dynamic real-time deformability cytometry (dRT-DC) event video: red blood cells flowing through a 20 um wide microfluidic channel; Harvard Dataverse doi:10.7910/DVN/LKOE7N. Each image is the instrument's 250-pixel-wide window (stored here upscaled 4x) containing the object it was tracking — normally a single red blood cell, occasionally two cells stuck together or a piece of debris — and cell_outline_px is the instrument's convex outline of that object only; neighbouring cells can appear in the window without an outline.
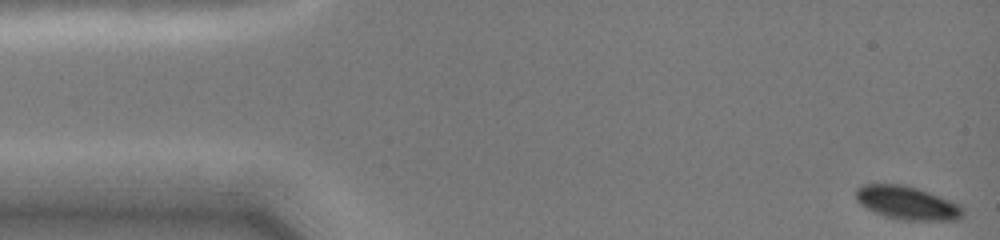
{"species": "common noctule bat (a hibernating species)", "species_latin": "Nyctalus noctula", "temperature_condition": "cold", "stored_images_in_passage": 10, "camera_frame_rate_fps": 3000, "um_per_image_px": 0.085, "animal": {"sex": "female", "body_mass_g": 19.0, "forearm_length_mm": 51.5}, "frame": {"image": 1, "passage_image": 1, "time_ms": 0.0, "image_size_px": [1000, 240], "cell_outline_px": [[964, 216], [960, 220], [900, 220], [884, 216], [860, 204], [856, 200], [856, 188], [864, 184], [904, 184], [952, 200], [960, 204], [964, 208]], "centroid_in_image_um": [77.15, 17.25], "position_along_channel_um": 7.8, "area_um2": 20.98}}
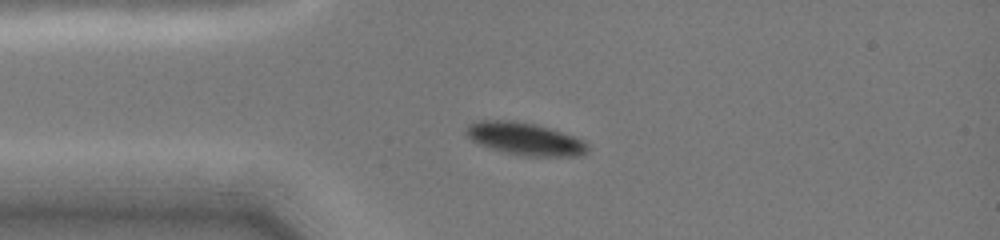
{"frame": {"image": 2, "passage_image": 9, "time_ms": 3.333, "image_size_px": [1000, 240], "cell_outline_px": [[588, 152], [580, 156], [524, 156], [504, 152], [480, 144], [472, 140], [464, 132], [468, 124], [480, 120], [512, 120], [536, 124], [584, 140], [588, 144]], "centroid_in_image_um": [44.62, 11.8], "position_along_channel_um": 40.4, "area_um2": 22.95}}